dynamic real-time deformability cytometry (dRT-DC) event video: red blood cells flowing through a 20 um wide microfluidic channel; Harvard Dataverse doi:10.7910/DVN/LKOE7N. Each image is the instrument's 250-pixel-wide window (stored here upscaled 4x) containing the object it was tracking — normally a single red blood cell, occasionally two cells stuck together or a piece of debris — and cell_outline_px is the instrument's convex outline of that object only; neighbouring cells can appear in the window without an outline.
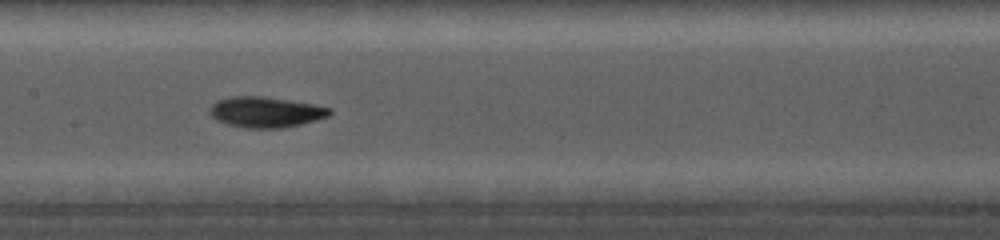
{"species": "common noctule bat (a hibernating species)", "species_latin": "Nyctalus noctula", "temperature_condition": "cold", "stored_images_in_passage": 23, "camera_frame_rate_fps": 5000, "um_per_image_px": 0.085, "animal": {"sex": "female", "body_mass_g": 19.0, "forearm_length_mm": 56.7}, "frame": {"image": 1, "passage_image": 11, "time_ms": 6.0, "image_size_px": [1000, 240], "cell_outline_px": [[332, 112], [328, 116], [316, 120], [284, 128], [244, 128], [228, 124], [216, 120], [208, 112], [208, 108], [216, 100], [232, 96], [264, 96], [312, 104], [332, 108]], "centroid_in_image_um": [22.55, 9.52], "position_along_channel_um": 184.9, "area_um2": 21.5}}
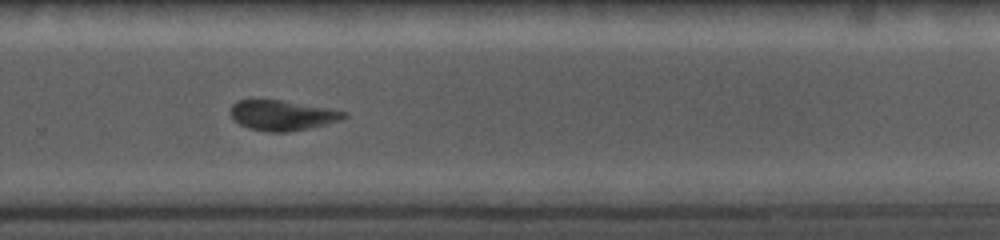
{"frame": {"image": 2, "passage_image": 16, "time_ms": 9.2, "image_size_px": [1000, 240], "cell_outline_px": [[348, 116], [340, 120], [308, 128], [288, 132], [268, 132], [248, 128], [232, 120], [228, 112], [232, 104], [236, 100], [280, 100], [328, 108], [348, 112]], "centroid_in_image_um": [23.93, 9.8], "position_along_channel_um": 305.9, "area_um2": 20.0}}
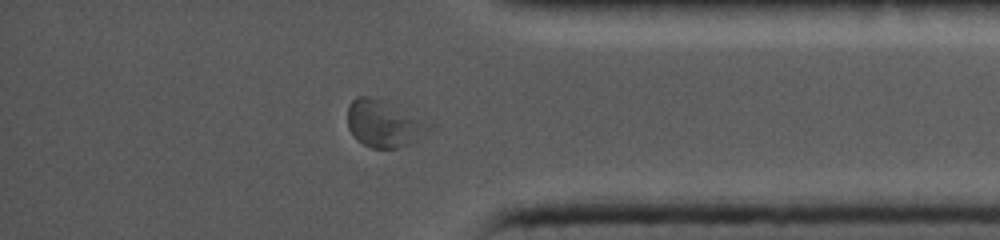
{"frame": {"image": 3, "passage_image": 20, "time_ms": 11.8, "image_size_px": [1000, 240], "cell_outline_px": [[436, 124], [424, 136], [400, 148], [372, 148], [356, 140], [348, 128], [348, 104], [356, 96], [372, 96], [388, 100], [432, 120]], "centroid_in_image_um": [32.74, 10.46], "position_along_channel_um": 402.5, "area_um2": 23.52}}